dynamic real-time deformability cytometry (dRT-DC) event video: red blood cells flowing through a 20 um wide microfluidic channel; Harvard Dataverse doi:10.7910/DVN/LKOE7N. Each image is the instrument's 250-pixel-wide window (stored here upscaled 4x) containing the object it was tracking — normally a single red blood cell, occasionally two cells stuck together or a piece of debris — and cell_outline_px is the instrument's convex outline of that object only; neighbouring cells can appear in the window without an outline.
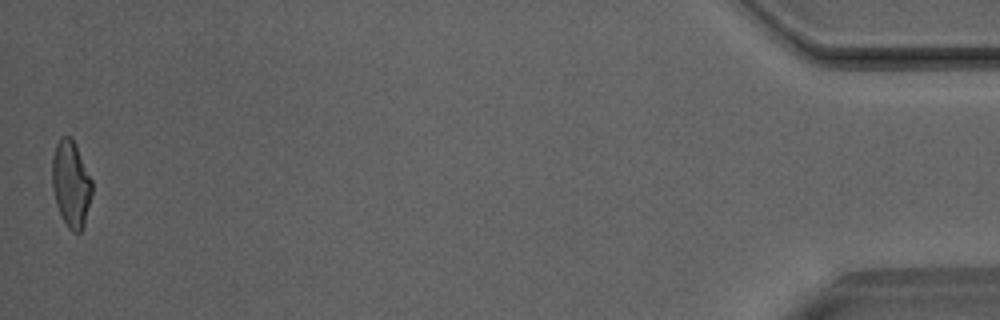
{"species": "Egyptian fruit bat (a non-hibernating species)", "species_latin": "Rousettus aegyptiacus", "temperature_condition": "room temperature", "stored_images_in_passage": 40, "camera_frame_rate_fps": 3000, "um_per_image_px": 0.085, "animal": {"sex": "male"}, "frame": {"image": 1, "passage_image": 40, "time_ms": 13.0, "image_size_px": [1000, 320], "cell_outline_px": [[92, 192], [84, 224], [80, 232], [72, 232], [68, 228], [56, 204], [52, 188], [52, 156], [56, 144], [60, 136], [68, 136], [76, 144], [92, 180]], "centroid_in_image_um": [6.02, 15.6], "position_along_channel_um": 429.2, "area_um2": 20.0}}